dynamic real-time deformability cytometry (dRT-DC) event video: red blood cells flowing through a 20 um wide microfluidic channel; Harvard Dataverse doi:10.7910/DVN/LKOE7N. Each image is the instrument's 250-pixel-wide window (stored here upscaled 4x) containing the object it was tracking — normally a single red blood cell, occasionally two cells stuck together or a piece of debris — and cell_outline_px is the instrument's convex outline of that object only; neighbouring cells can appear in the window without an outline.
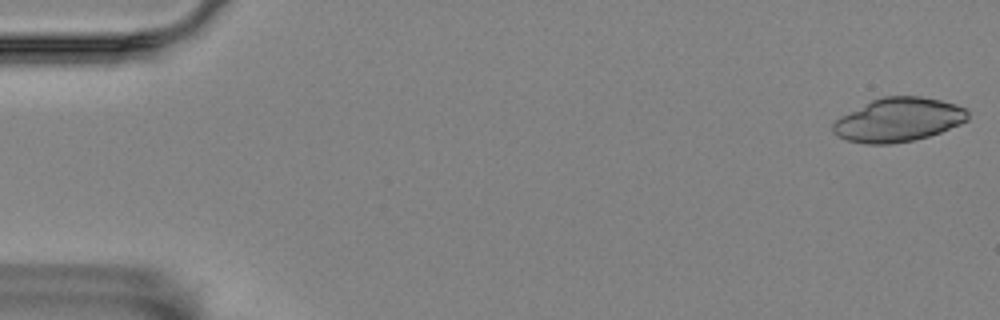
{"species": "Egyptian fruit bat (a non-hibernating species)", "species_latin": "Rousettus aegyptiacus", "temperature_condition": "room temperature", "stored_images_in_passage": 57, "camera_frame_rate_fps": 3000, "um_per_image_px": 0.085, "animal": {"sex": "female"}, "frame": {"image": 1, "passage_image": 1, "time_ms": 0.0, "image_size_px": [1000, 320], "cell_outline_px": [[968, 120], [960, 124], [940, 132], [928, 136], [912, 140], [888, 144], [868, 144], [848, 140], [836, 136], [832, 132], [832, 124], [840, 116], [872, 100], [884, 96], [920, 96], [940, 100], [956, 104], [964, 108], [968, 112]], "centroid_in_image_um": [76.35, 10.18], "position_along_channel_um": 8.7, "area_um2": 34.28}}